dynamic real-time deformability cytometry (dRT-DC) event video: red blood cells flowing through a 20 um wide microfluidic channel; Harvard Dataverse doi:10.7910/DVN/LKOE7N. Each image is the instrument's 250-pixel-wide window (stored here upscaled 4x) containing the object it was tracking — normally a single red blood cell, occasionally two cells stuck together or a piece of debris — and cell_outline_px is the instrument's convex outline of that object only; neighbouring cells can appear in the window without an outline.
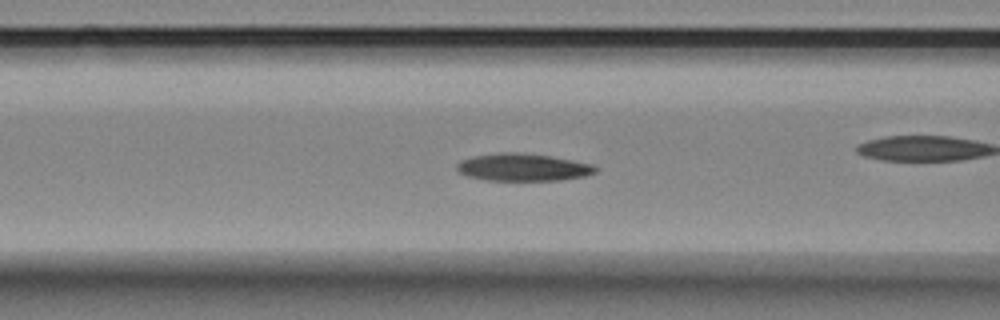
{"species": "Egyptian fruit bat (a non-hibernating species)", "species_latin": "Rousettus aegyptiacus", "temperature_condition": "room temperature", "stored_images_in_passage": 42, "camera_frame_rate_fps": 3000, "um_per_image_px": 0.085, "animal": {"sex": "female"}, "frame": {"image": 1, "passage_image": 7, "time_ms": 2.0, "image_size_px": [1000, 320], "cell_outline_px": [[596, 172], [584, 176], [560, 180], [484, 180], [468, 176], [460, 172], [456, 168], [456, 164], [460, 160], [472, 156], [500, 152], [520, 152], [552, 156], [592, 164], [596, 168]], "centroid_in_image_um": [44.42, 14.21], "position_along_channel_um": 122.2, "area_um2": 22.2}}
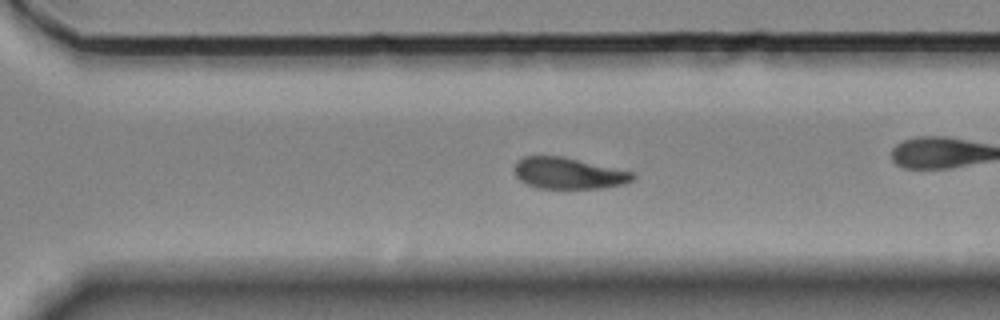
{"frame": {"image": 2, "passage_image": 24, "time_ms": 7.667, "image_size_px": [1000, 320], "cell_outline_px": [[636, 176], [632, 180], [624, 184], [604, 188], [536, 188], [520, 180], [516, 176], [516, 164], [524, 156], [560, 156], [632, 172]], "centroid_in_image_um": [48.33, 14.74], "position_along_channel_um": 322.3, "area_um2": 21.15}}
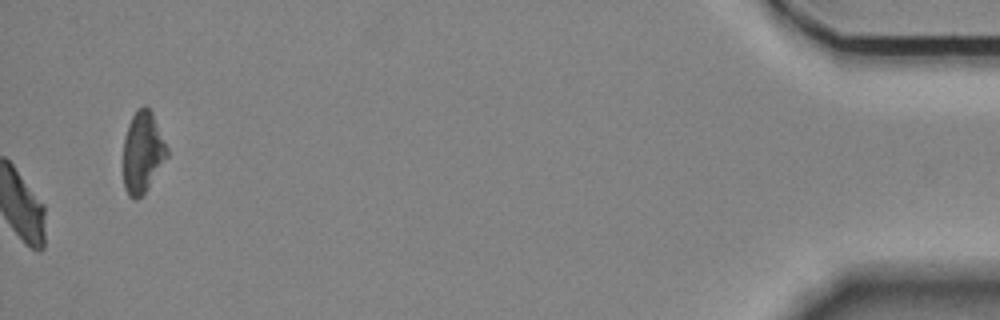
{"frame": {"image": 3, "passage_image": 42, "time_ms": 13.667, "image_size_px": [1000, 320], "cell_outline_px": [[168, 156], [144, 192], [136, 200], [132, 200], [128, 196], [124, 188], [124, 136], [128, 124], [136, 108], [144, 104], [152, 112], [168, 148]], "centroid_in_image_um": [12.11, 12.91], "position_along_channel_um": 423.1, "area_um2": 20.69}, "authors_computed_cell_mechanics": {"area_um2": 22.2241, "velocity_mm_per_s": 3.5408, "shape_relaxation_time_tau1_ms": 5.6357, "shape_relaxation_time_tau2_ms": 3.3007, "deformation_change_tau1": 0.1628, "deformation_change_tau2": 0.0903}}